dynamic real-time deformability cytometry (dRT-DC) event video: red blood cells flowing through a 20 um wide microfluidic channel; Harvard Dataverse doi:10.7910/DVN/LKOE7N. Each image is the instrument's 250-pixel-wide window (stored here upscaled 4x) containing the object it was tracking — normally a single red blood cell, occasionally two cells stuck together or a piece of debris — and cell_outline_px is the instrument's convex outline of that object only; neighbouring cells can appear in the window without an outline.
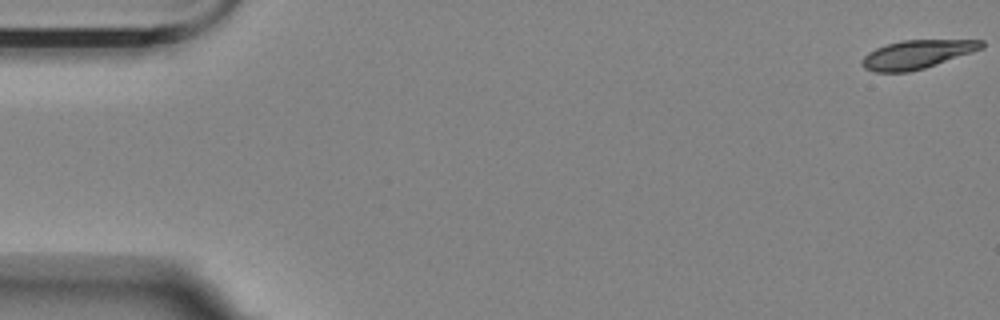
{"species": "Egyptian fruit bat (a non-hibernating species)", "species_latin": "Rousettus aegyptiacus", "temperature_condition": "room temperature", "stored_images_in_passage": 57, "camera_frame_rate_fps": 3000, "um_per_image_px": 0.085, "animal": {"sex": "female"}, "frame": {"image": 1, "passage_image": 1, "time_ms": 0.0, "image_size_px": [1000, 320], "cell_outline_px": [[984, 48], [924, 68], [908, 72], [876, 72], [864, 68], [860, 64], [860, 60], [868, 52], [876, 48], [900, 40], [984, 40]], "centroid_in_image_um": [77.91, 4.62], "position_along_channel_um": 7.1, "area_um2": 19.83}}
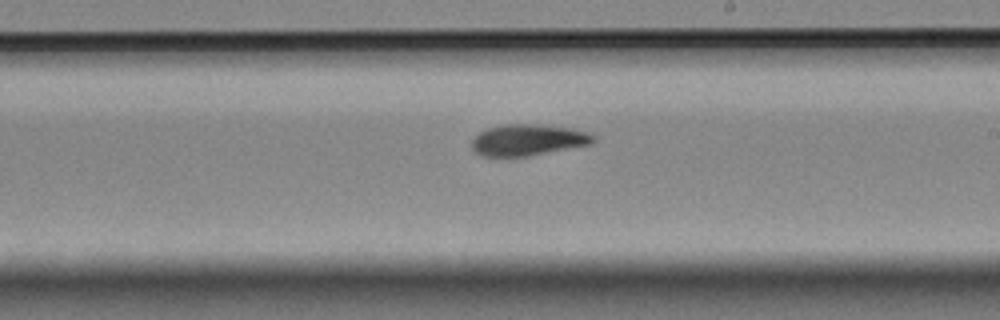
{"frame": {"image": 2, "passage_image": 33, "time_ms": 10.667, "image_size_px": [1000, 320], "cell_outline_px": [[596, 140], [592, 144], [528, 156], [484, 156], [476, 152], [472, 148], [472, 140], [480, 132], [488, 128], [504, 124], [536, 124], [572, 128], [584, 132], [592, 136]], "centroid_in_image_um": [44.87, 11.89], "position_along_channel_um": 244.1, "area_um2": 21.91}}
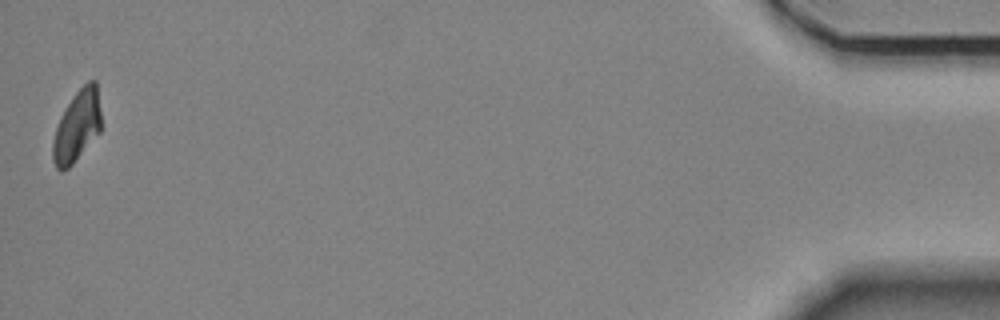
{"frame": {"image": 3, "passage_image": 57, "time_ms": 18.667, "image_size_px": [1000, 320], "cell_outline_px": [[100, 132], [72, 164], [68, 168], [60, 172], [56, 168], [52, 160], [52, 140], [60, 116], [72, 96], [88, 80], [96, 80], [100, 112]], "centroid_in_image_um": [6.52, 10.73], "position_along_channel_um": 428.7, "area_um2": 20.06}, "authors_computed_cell_mechanics": {"area_um2": 21.386, "velocity_mm_per_s": 3.4783, "shape_relaxation_time_tau1_ms": 9.1128, "shape_relaxation_time_tau2_ms": 8.864, "deformation_change_tau1": 0.1985, "deformation_change_tau2": 0.1196}}